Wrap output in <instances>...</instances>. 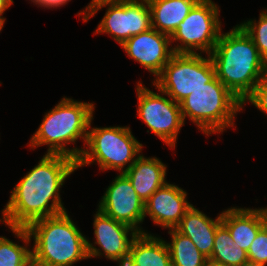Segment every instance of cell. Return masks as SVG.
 Masks as SVG:
<instances>
[{"label": "cell", "instance_id": "cell-1", "mask_svg": "<svg viewBox=\"0 0 267 266\" xmlns=\"http://www.w3.org/2000/svg\"><path fill=\"white\" fill-rule=\"evenodd\" d=\"M75 170L77 163L69 156L43 155L39 163L14 186L1 211L0 223L9 228H27L36 220L65 212L60 189Z\"/></svg>", "mask_w": 267, "mask_h": 266}, {"label": "cell", "instance_id": "cell-2", "mask_svg": "<svg viewBox=\"0 0 267 266\" xmlns=\"http://www.w3.org/2000/svg\"><path fill=\"white\" fill-rule=\"evenodd\" d=\"M209 55L217 79L242 102L267 74L266 61L239 24L227 33L221 31Z\"/></svg>", "mask_w": 267, "mask_h": 266}, {"label": "cell", "instance_id": "cell-3", "mask_svg": "<svg viewBox=\"0 0 267 266\" xmlns=\"http://www.w3.org/2000/svg\"><path fill=\"white\" fill-rule=\"evenodd\" d=\"M94 109L93 103L63 97L53 109L45 113L28 146L34 149L47 145V154L66 155L77 161L83 152V147L71 149L67 145L75 144L78 138L85 142L84 145L86 144Z\"/></svg>", "mask_w": 267, "mask_h": 266}, {"label": "cell", "instance_id": "cell-4", "mask_svg": "<svg viewBox=\"0 0 267 266\" xmlns=\"http://www.w3.org/2000/svg\"><path fill=\"white\" fill-rule=\"evenodd\" d=\"M67 211L32 222L27 230L31 239L32 260L43 266H72L89 259L87 238Z\"/></svg>", "mask_w": 267, "mask_h": 266}, {"label": "cell", "instance_id": "cell-5", "mask_svg": "<svg viewBox=\"0 0 267 266\" xmlns=\"http://www.w3.org/2000/svg\"><path fill=\"white\" fill-rule=\"evenodd\" d=\"M182 117L195 123L204 134L221 133L234 127V119L243 111V102L239 100L215 77L205 86L198 88L180 103Z\"/></svg>", "mask_w": 267, "mask_h": 266}, {"label": "cell", "instance_id": "cell-6", "mask_svg": "<svg viewBox=\"0 0 267 266\" xmlns=\"http://www.w3.org/2000/svg\"><path fill=\"white\" fill-rule=\"evenodd\" d=\"M82 154L76 161L77 169L97 162L100 169L125 173L141 155L143 148L132 134L130 127H91ZM127 166V167H125Z\"/></svg>", "mask_w": 267, "mask_h": 266}, {"label": "cell", "instance_id": "cell-7", "mask_svg": "<svg viewBox=\"0 0 267 266\" xmlns=\"http://www.w3.org/2000/svg\"><path fill=\"white\" fill-rule=\"evenodd\" d=\"M216 77L210 55L174 53L162 73L152 81L165 95L180 103Z\"/></svg>", "mask_w": 267, "mask_h": 266}, {"label": "cell", "instance_id": "cell-8", "mask_svg": "<svg viewBox=\"0 0 267 266\" xmlns=\"http://www.w3.org/2000/svg\"><path fill=\"white\" fill-rule=\"evenodd\" d=\"M107 6L106 13L94 34H109L121 46L132 36L152 28L151 11L147 0L89 4L83 11L78 12V16L82 14L83 21L88 22L98 10Z\"/></svg>", "mask_w": 267, "mask_h": 266}, {"label": "cell", "instance_id": "cell-9", "mask_svg": "<svg viewBox=\"0 0 267 266\" xmlns=\"http://www.w3.org/2000/svg\"><path fill=\"white\" fill-rule=\"evenodd\" d=\"M219 6L212 0H199L178 28L170 36L172 42H180L172 47L174 53L209 55L222 31Z\"/></svg>", "mask_w": 267, "mask_h": 266}, {"label": "cell", "instance_id": "cell-10", "mask_svg": "<svg viewBox=\"0 0 267 266\" xmlns=\"http://www.w3.org/2000/svg\"><path fill=\"white\" fill-rule=\"evenodd\" d=\"M136 85L137 116L160 140L171 149L175 148L177 136L185 124L180 104L170 97L166 98L165 93L156 86L158 93L148 89L140 81Z\"/></svg>", "mask_w": 267, "mask_h": 266}, {"label": "cell", "instance_id": "cell-11", "mask_svg": "<svg viewBox=\"0 0 267 266\" xmlns=\"http://www.w3.org/2000/svg\"><path fill=\"white\" fill-rule=\"evenodd\" d=\"M98 209L115 221L132 227L138 233H148L140 227L144 221L145 203L123 173L116 176L108 186L99 201Z\"/></svg>", "mask_w": 267, "mask_h": 266}, {"label": "cell", "instance_id": "cell-12", "mask_svg": "<svg viewBox=\"0 0 267 266\" xmlns=\"http://www.w3.org/2000/svg\"><path fill=\"white\" fill-rule=\"evenodd\" d=\"M95 242L99 248L87 239L88 257H102L120 263L128 257L132 240L139 233L132 227L115 221L97 209L94 214ZM130 235V238H129Z\"/></svg>", "mask_w": 267, "mask_h": 266}, {"label": "cell", "instance_id": "cell-13", "mask_svg": "<svg viewBox=\"0 0 267 266\" xmlns=\"http://www.w3.org/2000/svg\"><path fill=\"white\" fill-rule=\"evenodd\" d=\"M171 45V47H170ZM121 47L129 58L139 62L156 79L174 54L170 36L154 28L132 36Z\"/></svg>", "mask_w": 267, "mask_h": 266}, {"label": "cell", "instance_id": "cell-14", "mask_svg": "<svg viewBox=\"0 0 267 266\" xmlns=\"http://www.w3.org/2000/svg\"><path fill=\"white\" fill-rule=\"evenodd\" d=\"M192 205L184 189L167 182L145 202L144 219L149 215L158 226L175 229Z\"/></svg>", "mask_w": 267, "mask_h": 266}, {"label": "cell", "instance_id": "cell-15", "mask_svg": "<svg viewBox=\"0 0 267 266\" xmlns=\"http://www.w3.org/2000/svg\"><path fill=\"white\" fill-rule=\"evenodd\" d=\"M221 220L234 244L248 252L258 231L267 223V208L231 207L221 212Z\"/></svg>", "mask_w": 267, "mask_h": 266}, {"label": "cell", "instance_id": "cell-16", "mask_svg": "<svg viewBox=\"0 0 267 266\" xmlns=\"http://www.w3.org/2000/svg\"><path fill=\"white\" fill-rule=\"evenodd\" d=\"M167 166L157 157L141 154L134 164L123 173L131 182L137 195L145 203L166 181Z\"/></svg>", "mask_w": 267, "mask_h": 266}, {"label": "cell", "instance_id": "cell-17", "mask_svg": "<svg viewBox=\"0 0 267 266\" xmlns=\"http://www.w3.org/2000/svg\"><path fill=\"white\" fill-rule=\"evenodd\" d=\"M221 223V214L214 220L192 205L175 229L189 237L197 249L209 258L212 254L216 229Z\"/></svg>", "mask_w": 267, "mask_h": 266}, {"label": "cell", "instance_id": "cell-18", "mask_svg": "<svg viewBox=\"0 0 267 266\" xmlns=\"http://www.w3.org/2000/svg\"><path fill=\"white\" fill-rule=\"evenodd\" d=\"M199 0H147L151 26L171 36Z\"/></svg>", "mask_w": 267, "mask_h": 266}, {"label": "cell", "instance_id": "cell-19", "mask_svg": "<svg viewBox=\"0 0 267 266\" xmlns=\"http://www.w3.org/2000/svg\"><path fill=\"white\" fill-rule=\"evenodd\" d=\"M128 257L139 266H171L166 241L150 233H139L134 237Z\"/></svg>", "mask_w": 267, "mask_h": 266}, {"label": "cell", "instance_id": "cell-20", "mask_svg": "<svg viewBox=\"0 0 267 266\" xmlns=\"http://www.w3.org/2000/svg\"><path fill=\"white\" fill-rule=\"evenodd\" d=\"M10 229L17 238L22 239L24 246L0 236V266H29L32 261V251L28 248L31 245V237L27 228L10 227Z\"/></svg>", "mask_w": 267, "mask_h": 266}, {"label": "cell", "instance_id": "cell-21", "mask_svg": "<svg viewBox=\"0 0 267 266\" xmlns=\"http://www.w3.org/2000/svg\"><path fill=\"white\" fill-rule=\"evenodd\" d=\"M171 242H166L171 257V266H204L206 258L195 244L179 233L176 229H169Z\"/></svg>", "mask_w": 267, "mask_h": 266}, {"label": "cell", "instance_id": "cell-22", "mask_svg": "<svg viewBox=\"0 0 267 266\" xmlns=\"http://www.w3.org/2000/svg\"><path fill=\"white\" fill-rule=\"evenodd\" d=\"M228 266H242L247 260V252L234 244L229 230L221 223L215 233L212 254L208 258Z\"/></svg>", "mask_w": 267, "mask_h": 266}, {"label": "cell", "instance_id": "cell-23", "mask_svg": "<svg viewBox=\"0 0 267 266\" xmlns=\"http://www.w3.org/2000/svg\"><path fill=\"white\" fill-rule=\"evenodd\" d=\"M254 42L261 57L267 63V11L264 9L257 20H247L239 24Z\"/></svg>", "mask_w": 267, "mask_h": 266}, {"label": "cell", "instance_id": "cell-24", "mask_svg": "<svg viewBox=\"0 0 267 266\" xmlns=\"http://www.w3.org/2000/svg\"><path fill=\"white\" fill-rule=\"evenodd\" d=\"M248 260L266 266L267 264V223L258 231L247 252Z\"/></svg>", "mask_w": 267, "mask_h": 266}, {"label": "cell", "instance_id": "cell-25", "mask_svg": "<svg viewBox=\"0 0 267 266\" xmlns=\"http://www.w3.org/2000/svg\"><path fill=\"white\" fill-rule=\"evenodd\" d=\"M252 103L258 110L267 115V74L258 82L253 92L243 101Z\"/></svg>", "mask_w": 267, "mask_h": 266}, {"label": "cell", "instance_id": "cell-26", "mask_svg": "<svg viewBox=\"0 0 267 266\" xmlns=\"http://www.w3.org/2000/svg\"><path fill=\"white\" fill-rule=\"evenodd\" d=\"M69 1L71 0H31V2L35 3L36 5L38 4L40 7H46L48 9L52 7L57 8L63 6Z\"/></svg>", "mask_w": 267, "mask_h": 266}, {"label": "cell", "instance_id": "cell-27", "mask_svg": "<svg viewBox=\"0 0 267 266\" xmlns=\"http://www.w3.org/2000/svg\"><path fill=\"white\" fill-rule=\"evenodd\" d=\"M13 4V0H0V16Z\"/></svg>", "mask_w": 267, "mask_h": 266}, {"label": "cell", "instance_id": "cell-28", "mask_svg": "<svg viewBox=\"0 0 267 266\" xmlns=\"http://www.w3.org/2000/svg\"><path fill=\"white\" fill-rule=\"evenodd\" d=\"M118 266H139L136 263H134L129 257L122 260L120 263H118Z\"/></svg>", "mask_w": 267, "mask_h": 266}, {"label": "cell", "instance_id": "cell-29", "mask_svg": "<svg viewBox=\"0 0 267 266\" xmlns=\"http://www.w3.org/2000/svg\"><path fill=\"white\" fill-rule=\"evenodd\" d=\"M125 1H133V0H92L89 4H100L104 2H125Z\"/></svg>", "mask_w": 267, "mask_h": 266}, {"label": "cell", "instance_id": "cell-30", "mask_svg": "<svg viewBox=\"0 0 267 266\" xmlns=\"http://www.w3.org/2000/svg\"><path fill=\"white\" fill-rule=\"evenodd\" d=\"M204 266H228V265H225V264H221V263H218V262H215V261H212L210 259H207Z\"/></svg>", "mask_w": 267, "mask_h": 266}, {"label": "cell", "instance_id": "cell-31", "mask_svg": "<svg viewBox=\"0 0 267 266\" xmlns=\"http://www.w3.org/2000/svg\"><path fill=\"white\" fill-rule=\"evenodd\" d=\"M242 266H265V265L247 260Z\"/></svg>", "mask_w": 267, "mask_h": 266}, {"label": "cell", "instance_id": "cell-32", "mask_svg": "<svg viewBox=\"0 0 267 266\" xmlns=\"http://www.w3.org/2000/svg\"><path fill=\"white\" fill-rule=\"evenodd\" d=\"M6 18L0 16V32L3 29Z\"/></svg>", "mask_w": 267, "mask_h": 266}, {"label": "cell", "instance_id": "cell-33", "mask_svg": "<svg viewBox=\"0 0 267 266\" xmlns=\"http://www.w3.org/2000/svg\"><path fill=\"white\" fill-rule=\"evenodd\" d=\"M29 266H43V265H40L36 262H34L33 260L30 262Z\"/></svg>", "mask_w": 267, "mask_h": 266}]
</instances>
